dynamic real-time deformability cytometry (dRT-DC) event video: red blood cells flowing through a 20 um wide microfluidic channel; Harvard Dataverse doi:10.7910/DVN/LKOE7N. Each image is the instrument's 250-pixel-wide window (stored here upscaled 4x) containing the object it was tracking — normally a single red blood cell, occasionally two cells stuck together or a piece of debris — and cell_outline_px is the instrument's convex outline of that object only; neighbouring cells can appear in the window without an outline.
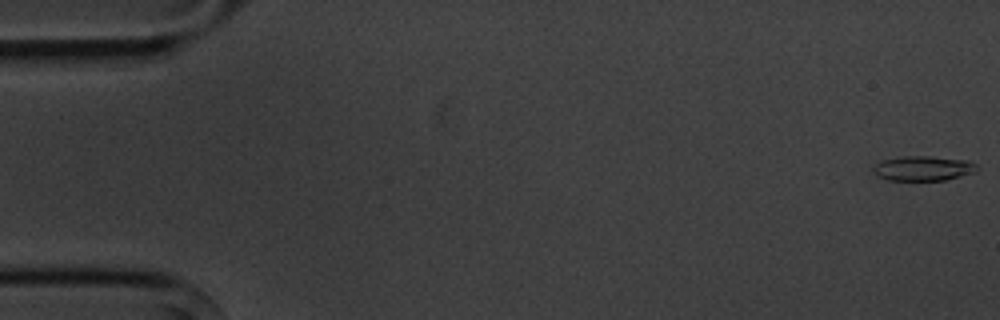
{"species": "common noctule bat (a hibernating species)", "species_latin": "Nyctalus noctula", "temperature_condition": "cold", "stored_images_in_passage": 6, "camera_frame_rate_fps": 3000, "um_per_image_px": 0.085, "animal": {"sex": "male", "body_mass_g": 20.1, "forearm_length_mm": 53.5}, "frame": {"image": 1, "passage_image": 1, "time_ms": 0.0, "image_size_px": [1000, 320], "cell_outline_px": [[980, 168], [976, 172], [944, 180], [888, 180], [872, 172], [872, 168], [876, 164], [884, 160], [900, 156], [928, 156], [968, 160], [976, 164]], "centroid_in_image_um": [78.5, 14.3], "position_along_channel_um": 6.5, "area_um2": 14.97}}